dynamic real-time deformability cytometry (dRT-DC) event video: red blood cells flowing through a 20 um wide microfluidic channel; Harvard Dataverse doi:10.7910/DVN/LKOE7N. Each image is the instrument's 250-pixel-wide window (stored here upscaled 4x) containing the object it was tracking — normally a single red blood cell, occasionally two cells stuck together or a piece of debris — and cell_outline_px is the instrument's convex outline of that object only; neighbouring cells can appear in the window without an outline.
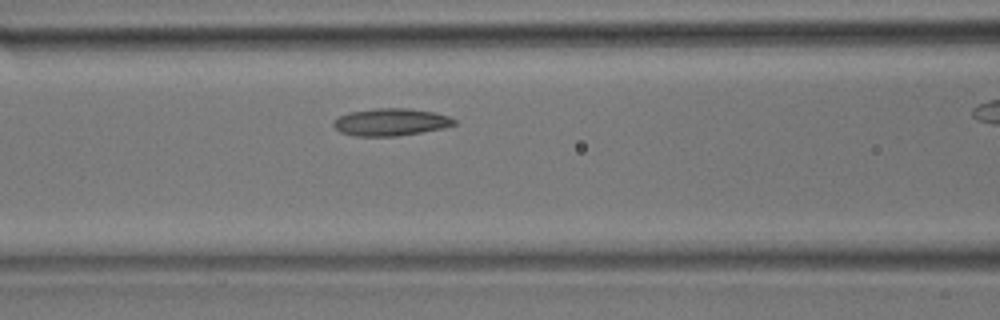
{"species": "common noctule bat (a hibernating species)", "species_latin": "Nyctalus noctula", "temperature_condition": "room temperature", "stored_images_in_passage": 21, "camera_frame_rate_fps": 3000, "um_per_image_px": 0.085, "animal": {"sex": "male", "body_mass_g": 17.9}, "frame": {"image": 1, "passage_image": 5, "time_ms": 1.333, "image_size_px": [1000, 320], "cell_outline_px": [[456, 124], [444, 128], [396, 136], [356, 136], [340, 132], [332, 124], [332, 120], [348, 112], [376, 108], [408, 108], [432, 112], [448, 116], [456, 120]], "centroid_in_image_um": [33.19, 10.37], "position_along_channel_um": 133.4, "area_um2": 19.19}}
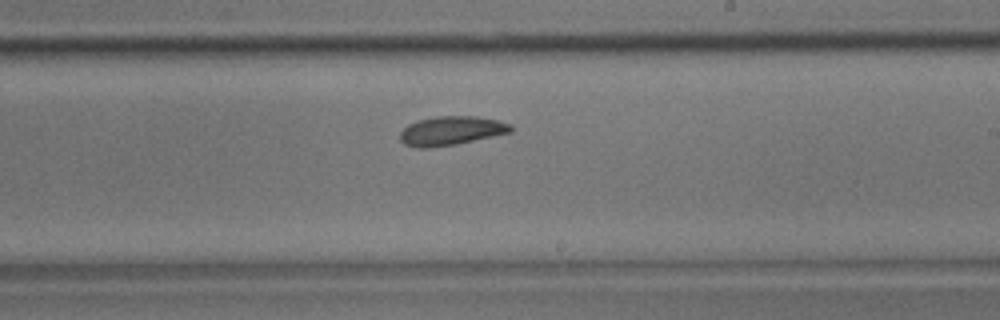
{"frame": {"image": 2, "passage_image": 12, "time_ms": 3.667, "image_size_px": [1000, 320], "cell_outline_px": [[512, 132], [456, 144], [432, 148], [416, 148], [404, 144], [400, 140], [400, 132], [408, 124], [416, 120], [436, 116], [476, 116], [496, 120], [512, 124]], "centroid_in_image_um": [38.32, 11.12], "position_along_channel_um": 250.7, "area_um2": 18.84}}
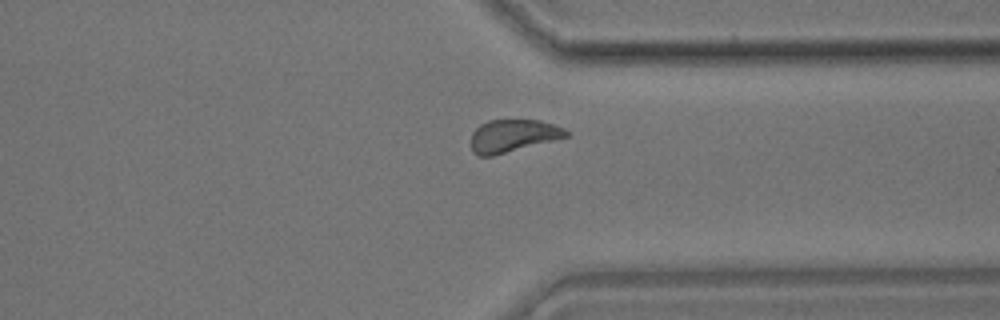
{"frame": {"image": 3, "passage_image": 19, "time_ms": 6.0, "image_size_px": [1000, 320], "cell_outline_px": [[572, 132], [568, 136], [492, 156], [476, 156], [472, 152], [472, 132], [480, 124], [488, 120], [540, 120], [564, 128]], "centroid_in_image_um": [43.59, 11.53], "position_along_channel_um": 367.8, "area_um2": 17.98}}